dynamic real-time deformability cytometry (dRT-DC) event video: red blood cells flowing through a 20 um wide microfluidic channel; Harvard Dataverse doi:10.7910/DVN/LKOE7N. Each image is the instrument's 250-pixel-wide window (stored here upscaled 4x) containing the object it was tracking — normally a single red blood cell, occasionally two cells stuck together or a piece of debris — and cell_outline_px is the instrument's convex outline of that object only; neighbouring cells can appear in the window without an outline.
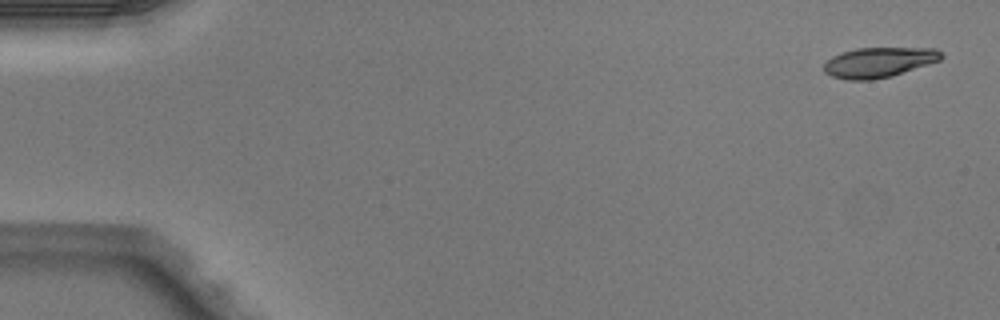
{"species": "Egyptian fruit bat (a non-hibernating species)", "species_latin": "Rousettus aegyptiacus", "temperature_condition": "warm", "stored_images_in_passage": 6, "camera_frame_rate_fps": 3000, "um_per_image_px": 0.085, "animal": {"sex": "male"}, "frame": {"image": 1, "passage_image": 1, "time_ms": 0.0, "image_size_px": [1000, 320], "cell_outline_px": [[944, 56], [940, 60], [892, 76], [872, 80], [848, 80], [832, 76], [824, 72], [824, 64], [832, 56], [856, 48], [936, 48]], "centroid_in_image_um": [74.7, 5.3], "position_along_channel_um": 10.3, "area_um2": 20.46}}
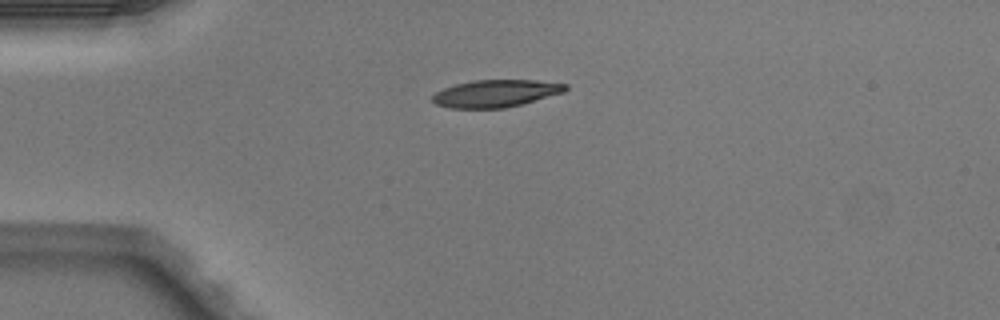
{"frame": {"image": 2, "passage_image": 4, "time_ms": 1.0, "image_size_px": [1000, 320], "cell_outline_px": [[568, 88], [564, 92], [520, 104], [504, 108], [448, 108], [436, 104], [432, 100], [432, 96], [436, 92], [444, 88], [456, 84], [472, 80], [536, 80], [568, 84]], "centroid_in_image_um": [42.12, 7.93], "position_along_channel_um": 42.9, "area_um2": 21.04}}
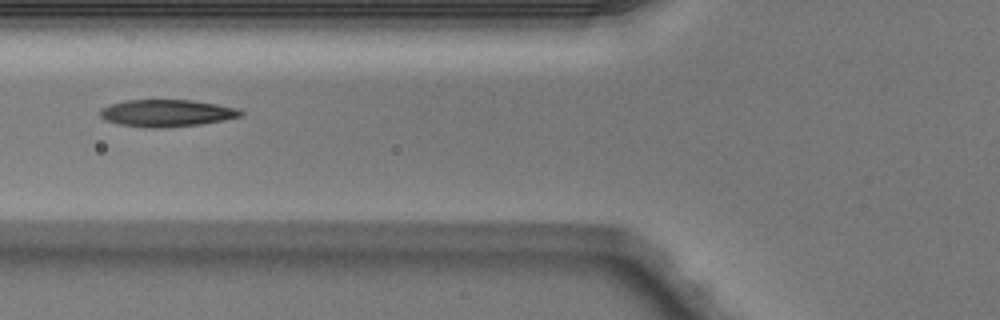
{"frame": {"image": 3, "passage_image": 6, "time_ms": 1.667, "image_size_px": [1000, 320], "cell_outline_px": [[244, 116], [224, 120], [200, 124], [160, 128], [152, 128], [120, 124], [104, 120], [100, 116], [100, 112], [104, 108], [112, 104], [124, 100], [192, 100], [240, 108], [244, 112]], "centroid_in_image_um": [14.23, 9.61], "position_along_channel_um": 111.6, "area_um2": 22.14}}